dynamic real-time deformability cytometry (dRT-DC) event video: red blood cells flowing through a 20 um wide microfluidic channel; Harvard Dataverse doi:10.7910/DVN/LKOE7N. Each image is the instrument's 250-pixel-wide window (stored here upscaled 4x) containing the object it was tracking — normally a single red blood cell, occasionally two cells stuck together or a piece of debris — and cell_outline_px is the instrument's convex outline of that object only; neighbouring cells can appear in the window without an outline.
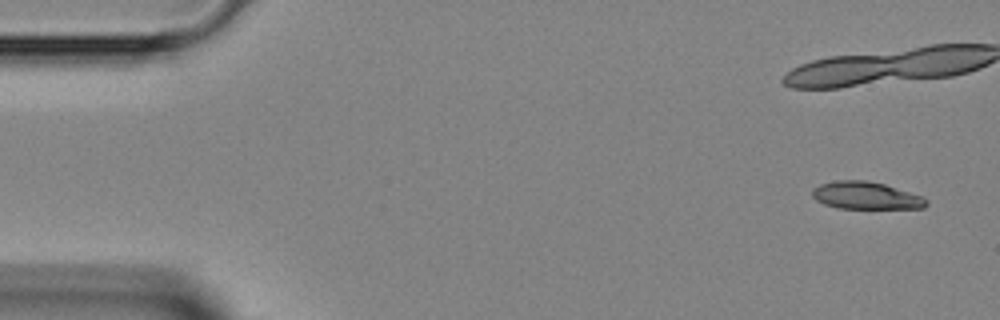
{"species": "Egyptian fruit bat (a non-hibernating species)", "species_latin": "Rousettus aegyptiacus", "temperature_condition": "room temperature", "stored_images_in_passage": 12, "camera_frame_rate_fps": 3000, "um_per_image_px": 0.085, "animal": {"sex": "female"}, "frame": {"image": 1, "passage_image": 1, "time_ms": 0.0, "image_size_px": [1000, 320], "cell_outline_px": [[928, 204], [924, 208], [836, 208], [824, 204], [816, 200], [812, 196], [812, 188], [820, 184], [836, 180], [868, 180], [884, 184], [924, 196], [928, 200]], "centroid_in_image_um": [73.61, 16.62], "position_along_channel_um": 11.4, "area_um2": 18.38}}